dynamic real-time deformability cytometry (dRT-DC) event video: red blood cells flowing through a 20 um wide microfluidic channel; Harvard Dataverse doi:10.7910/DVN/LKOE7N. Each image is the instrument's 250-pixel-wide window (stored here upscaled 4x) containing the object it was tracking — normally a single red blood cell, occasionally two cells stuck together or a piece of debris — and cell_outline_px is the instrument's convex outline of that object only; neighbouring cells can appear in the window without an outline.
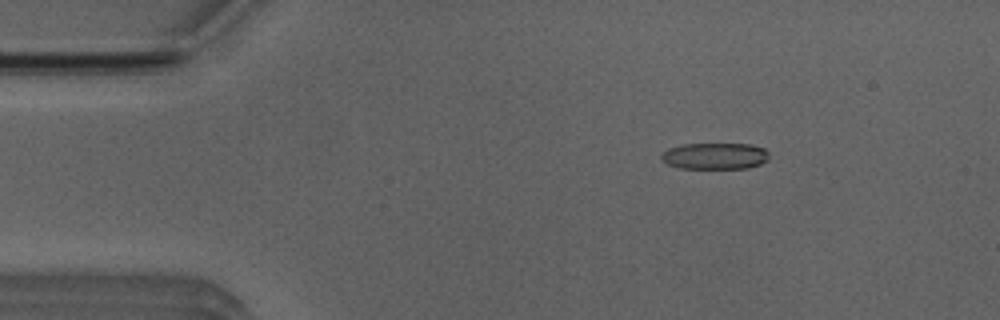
{"species": "Egyptian fruit bat (a non-hibernating species)", "species_latin": "Rousettus aegyptiacus", "temperature_condition": "room temperature", "stored_images_in_passage": 51, "camera_frame_rate_fps": 3000, "um_per_image_px": 0.085, "animal": {"sex": "male"}, "frame": {"image": 1, "passage_image": 8, "time_ms": 2.333, "image_size_px": [1000, 320], "cell_outline_px": [[768, 160], [760, 164], [748, 168], [680, 168], [668, 164], [660, 160], [660, 156], [668, 148], [684, 144], [752, 144], [764, 148], [768, 152]], "centroid_in_image_um": [60.77, 13.26], "position_along_channel_um": 24.2, "area_um2": 16.65}}
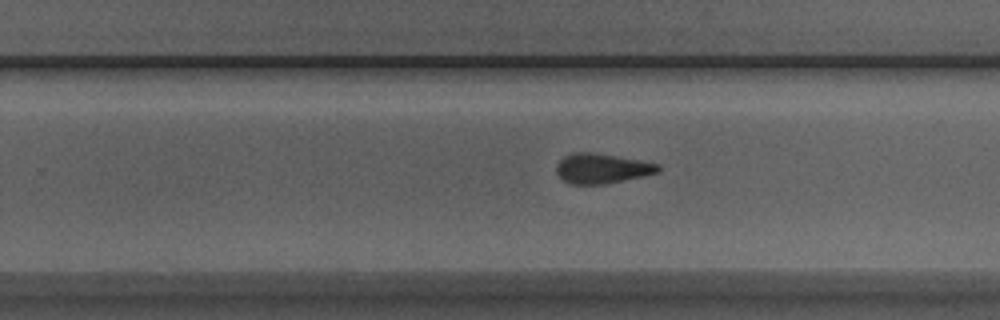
{"frame": {"image": 2, "passage_image": 32, "time_ms": 10.333, "image_size_px": [1000, 320], "cell_outline_px": [[660, 172], [644, 176], [604, 184], [572, 184], [564, 180], [556, 172], [556, 164], [564, 156], [576, 152], [592, 152], [640, 160], [660, 164]], "centroid_in_image_um": [51.18, 14.31], "position_along_channel_um": 278.6, "area_um2": 17.69}}
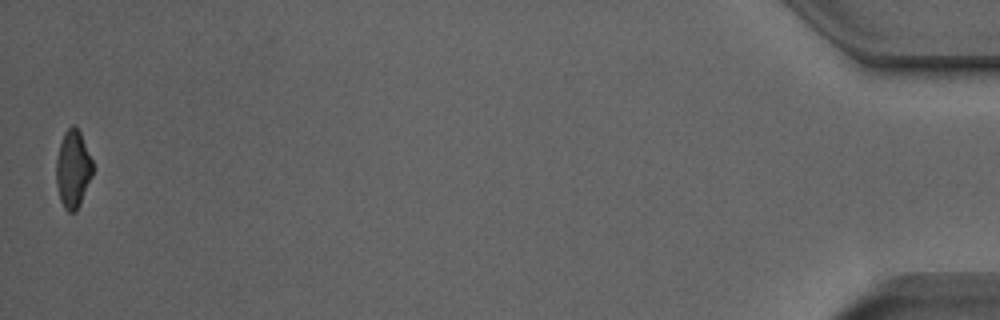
{"frame": {"image": 3, "passage_image": 51, "time_ms": 16.667, "image_size_px": [1000, 320], "cell_outline_px": [[92, 176], [80, 204], [76, 212], [68, 212], [64, 208], [60, 200], [56, 184], [56, 160], [60, 144], [64, 132], [72, 124], [80, 132], [92, 160]], "centroid_in_image_um": [6.19, 14.39], "position_along_channel_um": 429.0, "area_um2": 16.42}, "authors_computed_cell_mechanics": {"area_um2": 17.918, "velocity_mm_per_s": 3.9901, "shape_relaxation_time_tau1_ms": null, "shape_relaxation_time_tau2_ms": 2.3686, "deformation_change_tau1": null, "deformation_change_tau2": 0.1063}}